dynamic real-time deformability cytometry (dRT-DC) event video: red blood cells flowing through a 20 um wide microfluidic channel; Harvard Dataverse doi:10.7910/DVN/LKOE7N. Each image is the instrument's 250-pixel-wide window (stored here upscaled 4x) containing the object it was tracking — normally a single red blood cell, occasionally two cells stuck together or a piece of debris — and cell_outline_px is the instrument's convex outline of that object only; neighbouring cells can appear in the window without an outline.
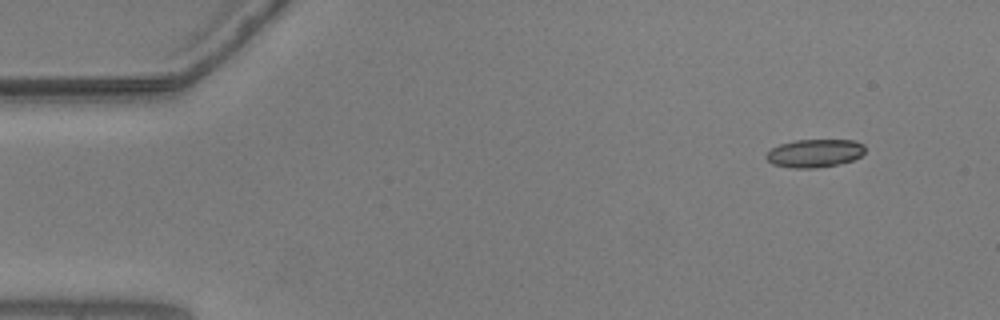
{"species": "common noctule bat (a hibernating species)", "species_latin": "Nyctalus noctula", "temperature_condition": "warm", "stored_images_in_passage": 52, "camera_frame_rate_fps": 3000, "um_per_image_px": 0.085, "animal": {"sex": "male", "body_mass_g": 20.5, "forearm_length_mm": 52.5}, "frame": {"image": 1, "passage_image": 1, "time_ms": 0.0, "image_size_px": [1000, 320], "cell_outline_px": [[864, 152], [860, 156], [852, 160], [840, 164], [816, 168], [792, 168], [772, 164], [764, 156], [772, 148], [780, 144], [796, 140], [852, 140], [864, 144]], "centroid_in_image_um": [69.24, 13.03], "position_along_channel_um": 15.8, "area_um2": 16.18}}
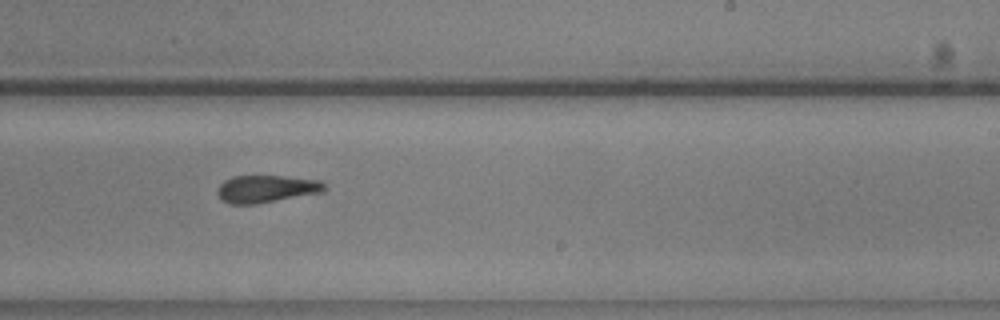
{"frame": {"image": 2, "passage_image": 30, "time_ms": 9.667, "image_size_px": [1000, 320], "cell_outline_px": [[324, 192], [256, 204], [228, 204], [220, 200], [216, 192], [220, 184], [224, 180], [232, 176], [284, 176], [320, 180], [324, 184]], "centroid_in_image_um": [22.59, 16.06], "position_along_channel_um": 266.4, "area_um2": 17.22}}
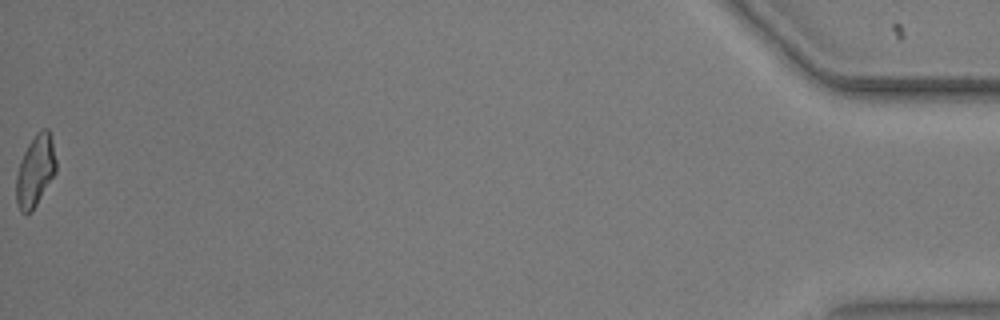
{"frame": {"image": 3, "passage_image": 52, "time_ms": 17.0, "image_size_px": [1000, 320], "cell_outline_px": [[56, 172], [36, 204], [28, 212], [20, 212], [16, 204], [16, 176], [20, 160], [28, 144], [36, 132], [44, 128], [48, 128], [52, 140], [56, 160]], "centroid_in_image_um": [2.99, 14.48], "position_along_channel_um": 432.2, "area_um2": 16.42}, "authors_computed_cell_mechanics": {"area_um2": 17.34, "velocity_mm_per_s": 3.647, "shape_relaxation_time_tau1_ms": 8.933, "shape_relaxation_time_tau2_ms": 2.1172, "deformation_change_tau1": 0.1942, "deformation_change_tau2": 0.0981}}